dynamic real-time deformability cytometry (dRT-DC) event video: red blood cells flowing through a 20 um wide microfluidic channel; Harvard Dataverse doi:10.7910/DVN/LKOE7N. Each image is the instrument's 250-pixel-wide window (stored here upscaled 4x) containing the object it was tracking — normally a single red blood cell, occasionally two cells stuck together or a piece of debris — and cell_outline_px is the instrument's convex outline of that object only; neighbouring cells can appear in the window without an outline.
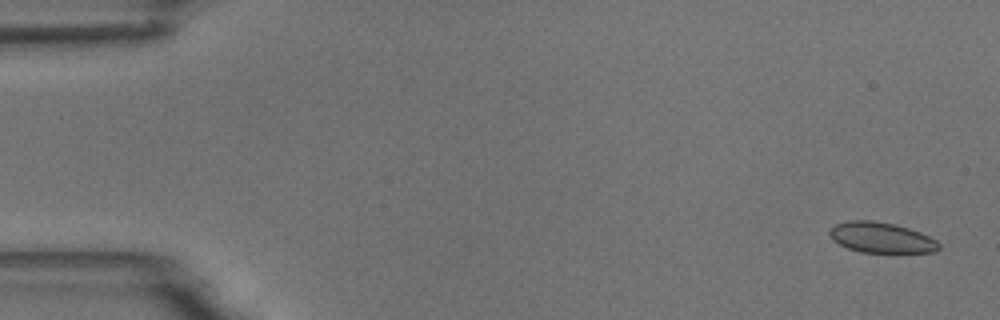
{"species": "common noctule bat (a hibernating species)", "species_latin": "Nyctalus noctula", "temperature_condition": "room temperature", "stored_images_in_passage": 5, "camera_frame_rate_fps": 3000, "um_per_image_px": 0.085, "animal": {"sex": "male", "body_mass_g": 18.8}, "frame": {"image": 1, "passage_image": 1, "time_ms": 0.0, "image_size_px": [1000, 320], "cell_outline_px": [[940, 248], [936, 252], [860, 252], [848, 248], [832, 240], [828, 232], [836, 224], [848, 220], [872, 220], [896, 224], [920, 232], [936, 240], [940, 244]], "centroid_in_image_um": [74.91, 20.19], "position_along_channel_um": 10.1, "area_um2": 19.42}}
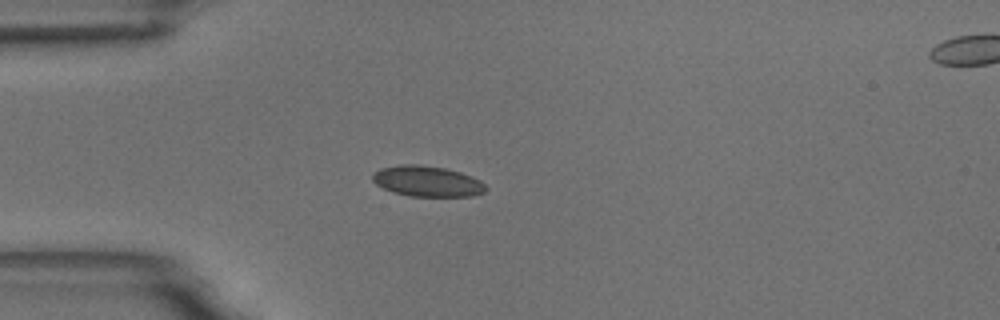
{"frame": {"image": 2, "passage_image": 4, "time_ms": 4.333, "image_size_px": [1000, 320], "cell_outline_px": [[488, 188], [484, 192], [472, 196], [408, 196], [392, 192], [376, 184], [372, 180], [372, 176], [380, 168], [400, 164], [416, 164], [444, 168], [460, 172], [472, 176], [480, 180]], "centroid_in_image_um": [36.31, 15.41], "position_along_channel_um": 48.7, "area_um2": 20.23}}